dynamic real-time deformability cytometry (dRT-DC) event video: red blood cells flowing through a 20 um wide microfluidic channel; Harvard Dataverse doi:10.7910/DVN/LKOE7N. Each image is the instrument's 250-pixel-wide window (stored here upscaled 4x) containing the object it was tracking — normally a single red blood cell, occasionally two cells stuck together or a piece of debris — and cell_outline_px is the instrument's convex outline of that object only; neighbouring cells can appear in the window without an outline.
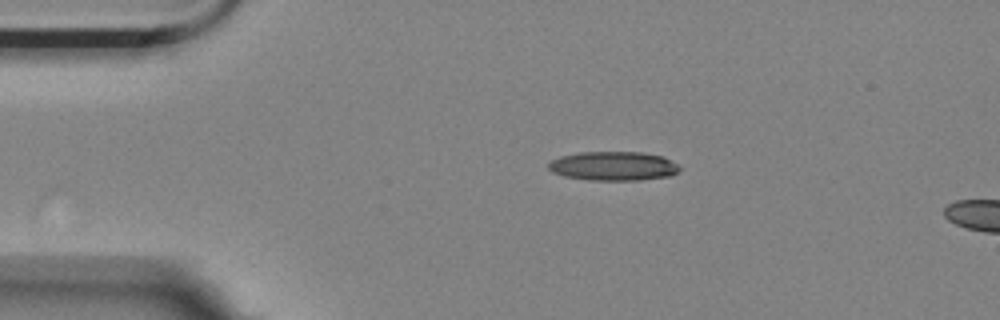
{"species": "Egyptian fruit bat (a non-hibernating species)", "species_latin": "Rousettus aegyptiacus", "temperature_condition": "room temperature", "stored_images_in_passage": 2, "camera_frame_rate_fps": 3000, "um_per_image_px": 0.085, "animal": {"sex": "female"}, "frame": {"image": 1, "passage_image": 1, "time_ms": 0.0, "image_size_px": [1000, 320], "cell_outline_px": [[680, 172], [672, 176], [640, 180], [588, 180], [564, 176], [552, 172], [548, 168], [548, 164], [552, 160], [560, 156], [580, 152], [644, 152], [664, 156], [680, 164]], "centroid_in_image_um": [52.21, 14.11], "position_along_channel_um": 32.8, "area_um2": 22.6}}